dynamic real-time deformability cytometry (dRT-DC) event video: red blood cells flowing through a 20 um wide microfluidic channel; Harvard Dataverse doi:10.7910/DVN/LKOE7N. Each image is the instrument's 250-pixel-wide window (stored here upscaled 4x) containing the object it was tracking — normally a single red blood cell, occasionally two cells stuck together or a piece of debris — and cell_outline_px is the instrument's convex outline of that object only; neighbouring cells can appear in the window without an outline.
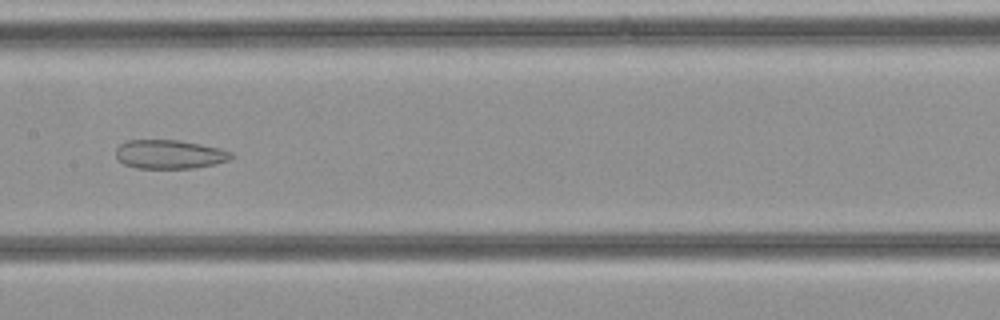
{"species": "common noctule bat (a hibernating species)", "species_latin": "Nyctalus noctula", "temperature_condition": "cold", "stored_images_in_passage": 33, "camera_frame_rate_fps": 3000, "um_per_image_px": 0.085, "animal": {"sex": "female", "body_mass_g": 21.9}, "frame": {"image": 1, "passage_image": 15, "time_ms": 4.667, "image_size_px": [1000, 320], "cell_outline_px": [[236, 156], [228, 160], [216, 164], [192, 168], [136, 168], [124, 164], [116, 156], [116, 148], [120, 144], [128, 140], [180, 140], [220, 148], [232, 152]], "centroid_in_image_um": [14.44, 13.11], "position_along_channel_um": 193.0, "area_um2": 19.48}}
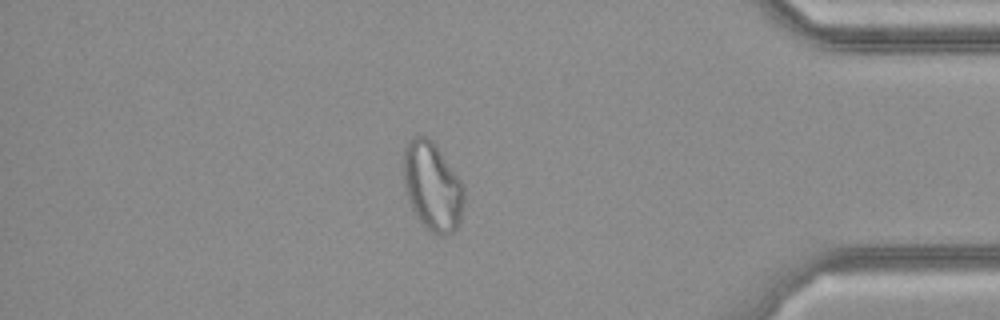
{"frame": {"image": 2, "passage_image": 28, "time_ms": 9.0, "image_size_px": [1000, 320], "cell_outline_px": [[464, 200], [460, 224], [452, 232], [444, 236], [432, 232], [420, 220], [412, 208], [404, 192], [404, 144], [412, 136], [428, 136], [436, 144], [460, 180], [464, 188]], "centroid_in_image_um": [36.74, 15.81], "position_along_channel_um": 398.5, "area_um2": 31.33}}